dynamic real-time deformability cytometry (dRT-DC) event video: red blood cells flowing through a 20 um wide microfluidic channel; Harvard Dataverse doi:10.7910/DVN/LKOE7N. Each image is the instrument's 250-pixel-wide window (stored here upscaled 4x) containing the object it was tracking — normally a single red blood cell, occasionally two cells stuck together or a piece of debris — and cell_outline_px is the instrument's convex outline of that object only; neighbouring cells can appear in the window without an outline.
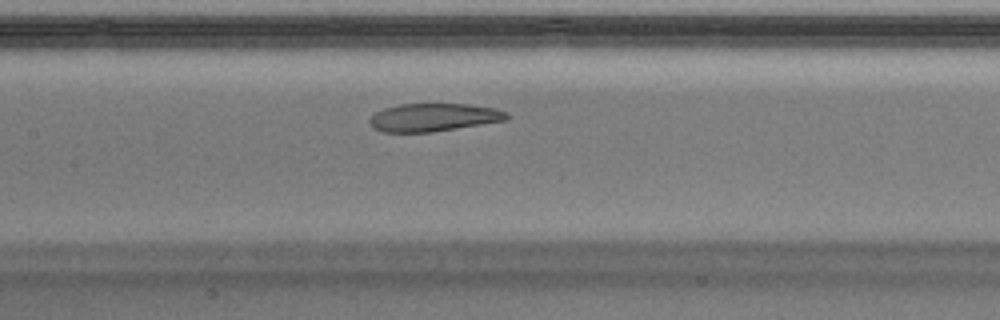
{"species": "Egyptian fruit bat (a non-hibernating species)", "species_latin": "Rousettus aegyptiacus", "temperature_condition": "warm", "stored_images_in_passage": 25, "camera_frame_rate_fps": 3000, "um_per_image_px": 0.085, "animal": {"sex": "male"}, "frame": {"image": 1, "passage_image": 11, "time_ms": 3.333, "image_size_px": [1000, 320], "cell_outline_px": [[512, 116], [508, 120], [432, 132], [380, 132], [372, 128], [368, 120], [376, 112], [384, 108], [400, 104], [468, 104], [496, 108], [508, 112]], "centroid_in_image_um": [36.89, 9.98], "position_along_channel_um": 170.5, "area_um2": 22.6}}